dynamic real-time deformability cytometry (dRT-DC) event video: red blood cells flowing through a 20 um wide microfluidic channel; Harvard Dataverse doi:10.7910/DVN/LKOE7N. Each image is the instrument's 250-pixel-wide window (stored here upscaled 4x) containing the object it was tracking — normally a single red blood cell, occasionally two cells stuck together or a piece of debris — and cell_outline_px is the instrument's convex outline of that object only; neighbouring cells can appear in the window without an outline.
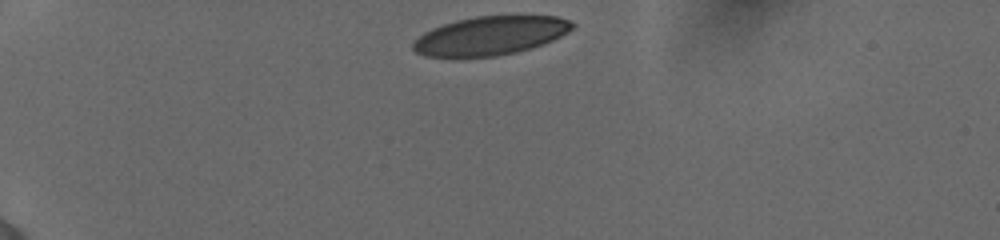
{"species": "human", "species_latin": "Homo sapiens", "temperature_condition": "cold", "stored_images_in_passage": 35, "camera_frame_rate_fps": 3000, "um_per_image_px": 0.085, "donor": {"sex": "female"}, "frame": {"image": 1, "passage_image": 1, "time_ms": 0.0, "image_size_px": [1000, 240], "cell_outline_px": [[576, 24], [568, 32], [544, 44], [516, 52], [496, 56], [424, 56], [416, 52], [412, 48], [412, 44], [424, 32], [432, 28], [456, 20], [476, 16], [556, 16], [568, 20]], "centroid_in_image_um": [41.69, 3.02], "position_along_channel_um": 43.3, "area_um2": 35.55}}
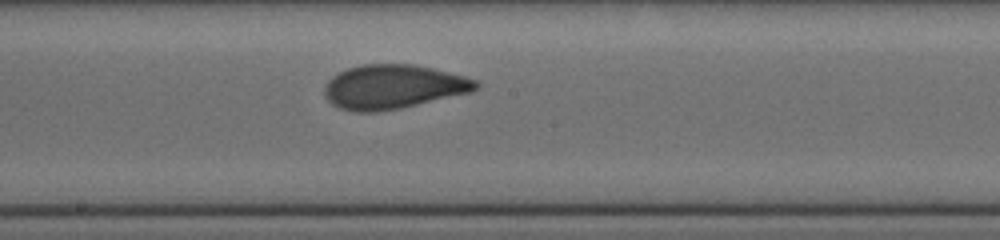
{"frame": {"image": 2, "passage_image": 19, "time_ms": 6.0, "image_size_px": [1000, 240], "cell_outline_px": [[480, 84], [472, 92], [400, 108], [376, 112], [356, 112], [340, 108], [332, 104], [324, 96], [324, 88], [328, 80], [332, 76], [348, 68], [364, 64], [412, 64], [432, 68], [464, 76], [476, 80]], "centroid_in_image_um": [33.4, 7.38], "position_along_channel_um": 214.8, "area_um2": 38.84}}
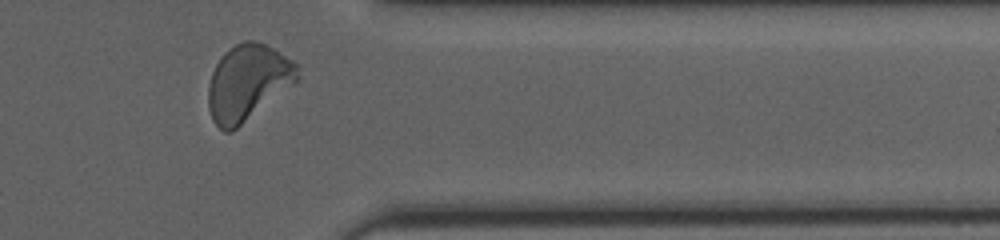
{"frame": {"image": 3, "passage_image": 33, "time_ms": 10.667, "image_size_px": [1000, 240], "cell_outline_px": [[300, 80], [232, 132], [224, 132], [212, 120], [208, 108], [208, 84], [212, 72], [216, 64], [224, 52], [236, 44], [244, 40], [252, 40], [264, 44], [272, 48], [292, 60], [296, 64], [300, 76]], "centroid_in_image_um": [21.06, 7.03], "position_along_channel_um": 390.3, "area_um2": 39.54}, "authors_computed_cell_mechanics": {"area_um2": 38.3214, "velocity_mm_per_s": 3.8629, "shape_relaxation_time_tau1_ms": 3.303, "shape_relaxation_time_tau2_ms": 0.8313, "deformation_change_tau1": 0.1452, "deformation_change_tau2": 0.0553}}